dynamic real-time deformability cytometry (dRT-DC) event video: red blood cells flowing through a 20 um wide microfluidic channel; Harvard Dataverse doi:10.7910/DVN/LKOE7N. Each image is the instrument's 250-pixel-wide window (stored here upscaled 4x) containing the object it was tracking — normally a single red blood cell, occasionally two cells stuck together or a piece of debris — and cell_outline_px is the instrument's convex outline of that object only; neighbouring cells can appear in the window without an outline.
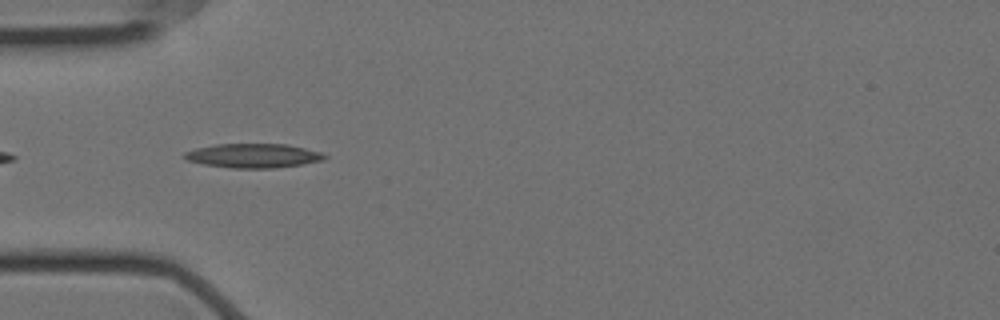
{"species": "Egyptian fruit bat (a non-hibernating species)", "species_latin": "Rousettus aegyptiacus", "temperature_condition": "cold", "stored_images_in_passage": 6, "camera_frame_rate_fps": 3000, "um_per_image_px": 0.085, "animal": {"sex": "female"}, "frame": {"image": 1, "passage_image": 3, "time_ms": 0.667, "image_size_px": [1000, 320], "cell_outline_px": [[328, 156], [324, 160], [276, 168], [232, 168], [204, 164], [188, 160], [184, 156], [184, 152], [196, 148], [216, 144], [288, 144], [320, 152]], "centroid_in_image_um": [21.54, 13.23], "position_along_channel_um": 63.5, "area_um2": 19.59}}